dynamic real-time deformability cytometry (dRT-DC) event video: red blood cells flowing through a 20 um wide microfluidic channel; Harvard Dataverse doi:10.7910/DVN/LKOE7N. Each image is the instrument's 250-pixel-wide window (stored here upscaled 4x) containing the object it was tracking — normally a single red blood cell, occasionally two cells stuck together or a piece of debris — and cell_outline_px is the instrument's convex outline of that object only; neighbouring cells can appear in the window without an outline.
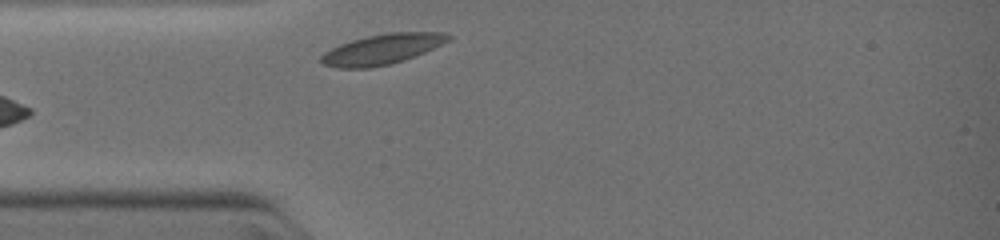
{"species": "common noctule bat (a hibernating species)", "species_latin": "Nyctalus noctula", "temperature_condition": "warm", "stored_images_in_passage": 4, "camera_frame_rate_fps": 3000, "um_per_image_px": 0.085, "animal": {"sex": "female", "body_mass_g": 19.0, "forearm_length_mm": 51.5}, "frame": {"image": 1, "passage_image": 4, "time_ms": 3.667, "image_size_px": [1000, 240], "cell_outline_px": [[452, 36], [448, 40], [424, 52], [404, 60], [392, 64], [368, 68], [336, 68], [324, 64], [320, 60], [320, 56], [324, 52], [340, 44], [352, 40], [368, 36], [388, 32], [444, 32]], "centroid_in_image_um": [32.45, 4.19], "position_along_channel_um": 52.5, "area_um2": 22.25}}